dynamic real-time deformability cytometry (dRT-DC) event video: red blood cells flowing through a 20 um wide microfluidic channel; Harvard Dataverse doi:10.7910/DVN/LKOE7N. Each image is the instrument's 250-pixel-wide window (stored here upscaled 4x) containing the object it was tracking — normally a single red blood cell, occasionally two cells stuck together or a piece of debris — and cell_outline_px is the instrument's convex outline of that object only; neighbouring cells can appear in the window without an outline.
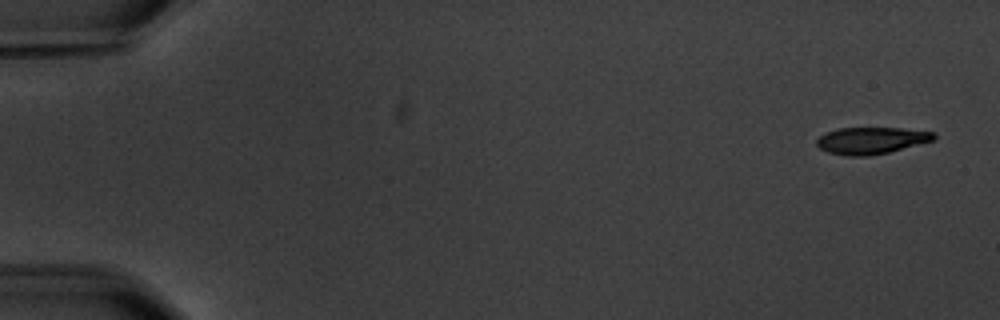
{"species": "common noctule bat (a hibernating species)", "species_latin": "Nyctalus noctula", "temperature_condition": "warm", "stored_images_in_passage": 6, "segment_of_instrument_passage": [1, 2], "camera_frame_rate_fps": 3000, "um_per_image_px": 0.085, "animal": {"sex": "male", "body_mass_g": 20.1, "forearm_length_mm": 53.5}, "frame": {"image": 1, "passage_image": 1, "time_ms": 0.0, "image_size_px": [1000, 320], "cell_outline_px": [[936, 140], [888, 152], [868, 156], [848, 156], [828, 152], [820, 148], [816, 144], [816, 140], [820, 136], [836, 128], [900, 128], [936, 132]], "centroid_in_image_um": [74.08, 11.94], "position_along_channel_um": 10.9, "area_um2": 18.32}}
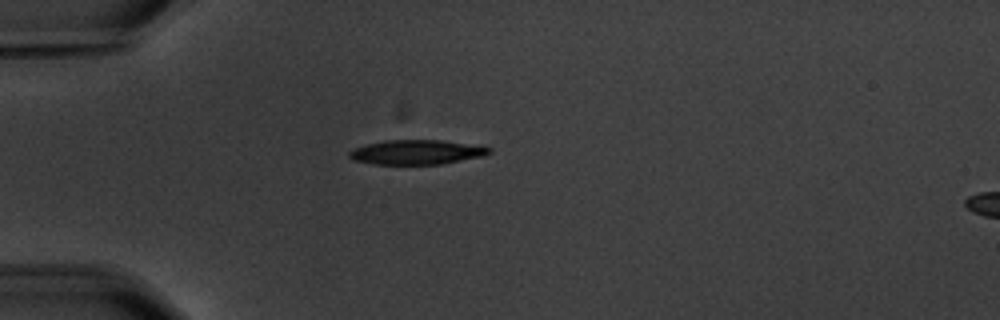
{"frame": {"image": 2, "passage_image": 5, "time_ms": 4.667, "image_size_px": [1000, 320], "cell_outline_px": [[492, 152], [484, 156], [440, 164], [372, 164], [352, 160], [348, 156], [348, 152], [356, 148], [368, 144], [384, 140], [440, 140], [492, 148]], "centroid_in_image_um": [35.38, 12.94], "position_along_channel_um": 49.6, "area_um2": 19.83}}